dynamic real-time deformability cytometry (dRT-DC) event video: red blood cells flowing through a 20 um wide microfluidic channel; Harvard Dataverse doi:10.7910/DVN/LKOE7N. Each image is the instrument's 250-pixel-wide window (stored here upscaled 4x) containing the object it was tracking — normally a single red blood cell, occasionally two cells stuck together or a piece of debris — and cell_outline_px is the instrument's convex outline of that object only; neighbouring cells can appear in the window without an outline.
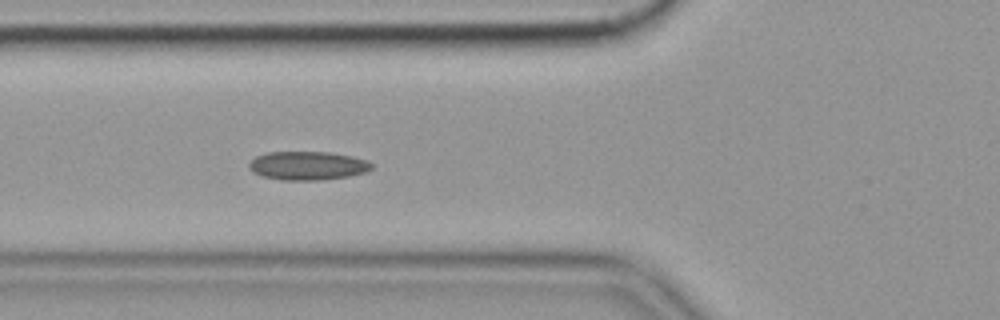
{"species": "common noctule bat (a hibernating species)", "species_latin": "Nyctalus noctula", "temperature_condition": "cold", "stored_images_in_passage": 43, "camera_frame_rate_fps": 3000, "um_per_image_px": 0.085, "animal": {"sex": "female", "body_mass_g": 19.9}, "frame": {"image": 1, "passage_image": 7, "time_ms": 2.0, "image_size_px": [1000, 320], "cell_outline_px": [[372, 168], [364, 172], [348, 176], [320, 180], [280, 180], [260, 176], [252, 172], [248, 168], [248, 164], [256, 156], [268, 152], [328, 152], [352, 156], [368, 160], [372, 164]], "centroid_in_image_um": [26.11, 14.08], "position_along_channel_um": 99.7, "area_um2": 20.52}, "authors_computed_cell_mechanics": {"area_um2": 19.5942, "velocity_mm_per_s": 3.5354, "shape_relaxation_time_tau1_ms": null, "shape_relaxation_time_tau2_ms": 2.9791, "deformation_change_tau1": null, "deformation_change_tau2": 0.0881}}